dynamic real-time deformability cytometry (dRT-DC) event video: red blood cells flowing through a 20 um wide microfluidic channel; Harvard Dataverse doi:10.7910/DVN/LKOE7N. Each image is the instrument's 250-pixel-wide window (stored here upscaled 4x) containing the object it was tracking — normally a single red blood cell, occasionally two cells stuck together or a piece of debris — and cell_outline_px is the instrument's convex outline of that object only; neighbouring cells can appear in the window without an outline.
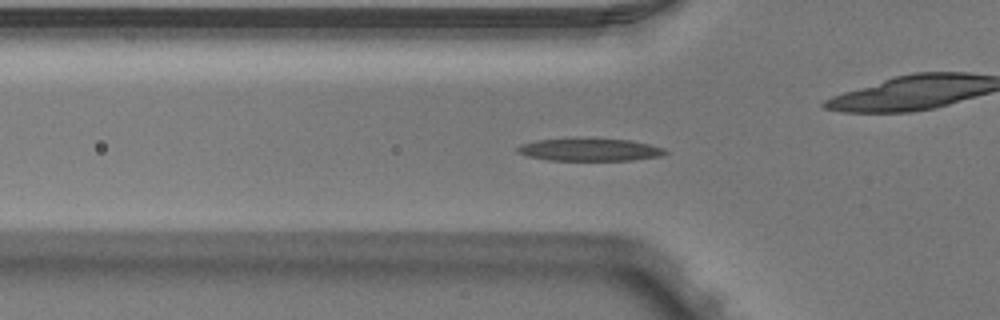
{"species": "Egyptian fruit bat (a non-hibernating species)", "species_latin": "Rousettus aegyptiacus", "temperature_condition": "warm", "stored_images_in_passage": 52, "camera_frame_rate_fps": 3000, "um_per_image_px": 0.085, "animal": {"sex": "male"}, "frame": {"image": 1, "passage_image": 17, "time_ms": 5.333, "image_size_px": [1000, 320], "cell_outline_px": [[668, 152], [664, 156], [632, 160], [548, 160], [528, 156], [516, 152], [516, 148], [520, 144], [536, 140], [632, 140], [664, 148]], "centroid_in_image_um": [50.15, 12.75], "position_along_channel_um": 75.6, "area_um2": 18.9}}
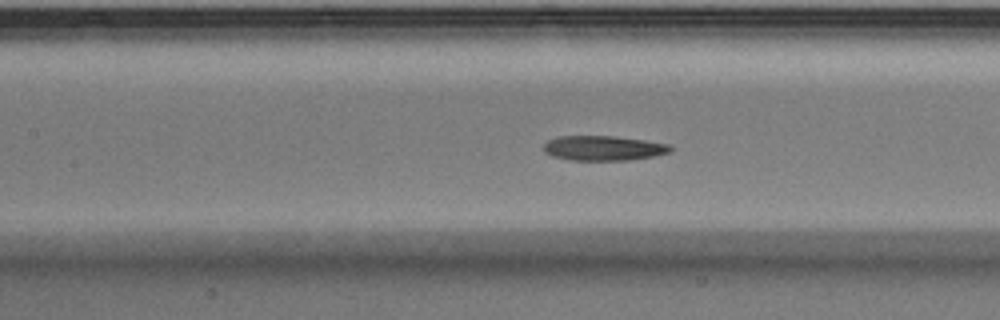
{"frame": {"image": 2, "passage_image": 23, "time_ms": 7.333, "image_size_px": [1000, 320], "cell_outline_px": [[672, 152], [652, 156], [628, 160], [572, 160], [552, 156], [544, 152], [544, 144], [548, 140], [556, 136], [612, 136], [644, 140], [672, 144]], "centroid_in_image_um": [51.3, 12.58], "position_along_channel_um": 156.1, "area_um2": 18.38}}
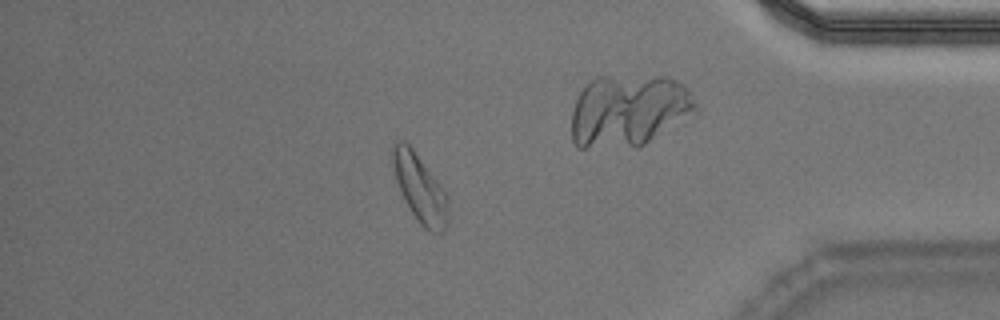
{"frame": {"image": 3, "passage_image": 44, "time_ms": 14.333, "image_size_px": [1000, 320], "cell_outline_px": [[448, 220], [444, 232], [432, 232], [424, 228], [420, 224], [404, 200], [396, 180], [392, 160], [392, 148], [396, 140], [404, 140], [412, 148], [444, 188], [448, 196]], "centroid_in_image_um": [35.71, 16.01], "position_along_channel_um": 399.5, "area_um2": 21.91}, "authors_computed_cell_mechanics": {"area_um2": 18.9873, "velocity_mm_per_s": 3.9676, "shape_relaxation_time_tau1_ms": 4.5142, "shape_relaxation_time_tau2_ms": 3.6064, "deformation_change_tau1": 0.2078, "deformation_change_tau2": 0.1193}}